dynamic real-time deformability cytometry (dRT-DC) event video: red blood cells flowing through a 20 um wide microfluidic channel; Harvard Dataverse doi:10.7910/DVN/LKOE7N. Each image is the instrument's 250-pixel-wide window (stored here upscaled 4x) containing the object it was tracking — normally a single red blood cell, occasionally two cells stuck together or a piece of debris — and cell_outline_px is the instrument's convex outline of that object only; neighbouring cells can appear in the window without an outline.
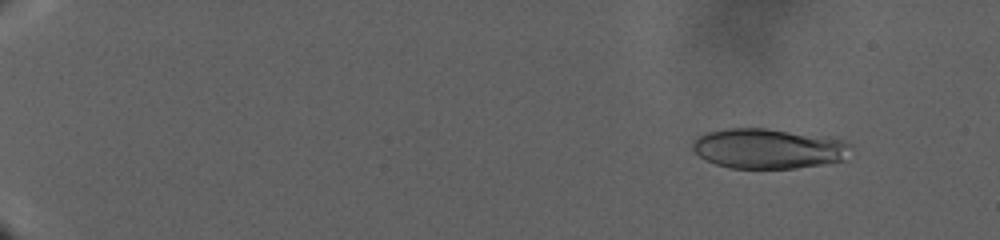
{"species": "human", "species_latin": "Homo sapiens", "temperature_condition": "warm", "stored_images_in_passage": 152, "camera_frame_rate_fps": 3000, "um_per_image_px": 0.085, "donor": {"sex": "male"}, "frame": {"image": 1, "passage_image": 14, "time_ms": 4.667, "image_size_px": [1000, 240], "cell_outline_px": [[852, 144], [840, 160], [820, 164], [796, 168], [728, 168], [704, 160], [692, 148], [692, 140], [696, 136], [704, 132], [724, 128], [764, 128], [828, 136], [844, 140]], "centroid_in_image_um": [65.23, 12.61], "position_along_channel_um": 19.8, "area_um2": 36.99}}
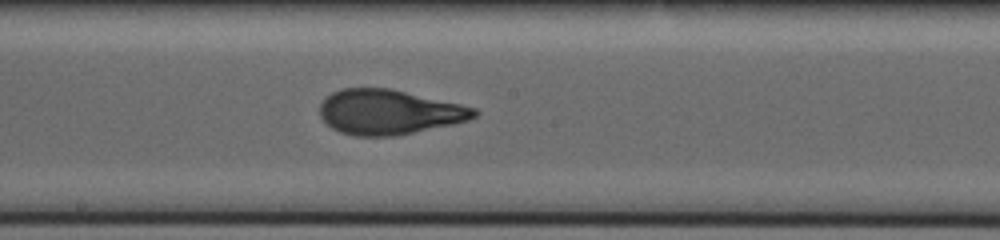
{"frame": {"image": 2, "passage_image": 90, "time_ms": 25.333, "image_size_px": [1000, 240], "cell_outline_px": [[480, 112], [476, 116], [468, 120], [452, 124], [392, 136], [356, 136], [340, 132], [332, 128], [320, 116], [320, 104], [332, 92], [340, 88], [388, 88], [460, 104], [476, 108]], "centroid_in_image_um": [33.05, 9.52], "position_along_channel_um": 215.2, "area_um2": 39.94}}
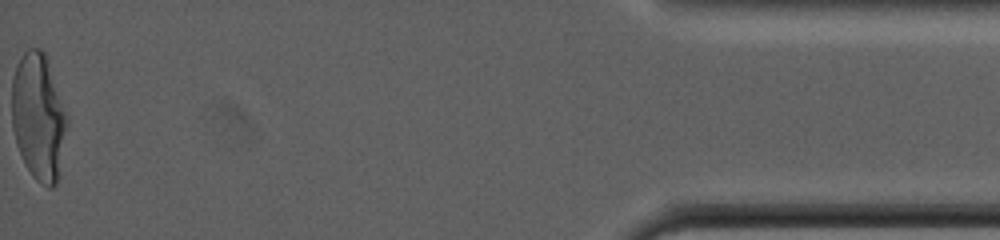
{"frame": {"image": 3, "passage_image": 152, "time_ms": 41.333, "image_size_px": [1000, 240], "cell_outline_px": [[68, 124], [60, 176], [56, 184], [52, 188], [48, 188], [40, 184], [32, 176], [16, 144], [12, 128], [12, 76], [16, 64], [24, 52], [28, 48], [40, 48], [44, 52], [68, 116]], "centroid_in_image_um": [3.29, 9.97], "position_along_channel_um": 431.9, "area_um2": 41.27}}